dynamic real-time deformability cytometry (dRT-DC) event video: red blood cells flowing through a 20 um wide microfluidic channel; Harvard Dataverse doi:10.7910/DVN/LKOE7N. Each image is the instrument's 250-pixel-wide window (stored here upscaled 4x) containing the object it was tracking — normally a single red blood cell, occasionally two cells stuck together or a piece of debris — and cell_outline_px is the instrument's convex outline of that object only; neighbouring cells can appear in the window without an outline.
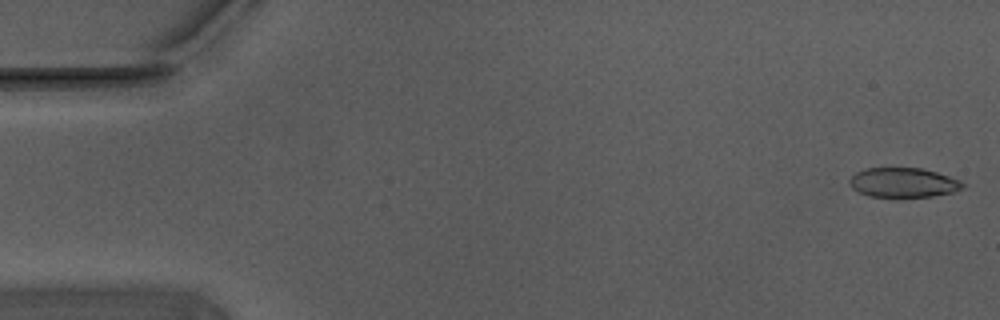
{"species": "Egyptian fruit bat (a non-hibernating species)", "species_latin": "Rousettus aegyptiacus", "temperature_condition": "warm", "stored_images_in_passage": 55, "camera_frame_rate_fps": 3000, "um_per_image_px": 0.085, "animal": {"sex": "male"}, "frame": {"image": 1, "passage_image": 1, "time_ms": 0.0, "image_size_px": [1000, 320], "cell_outline_px": [[964, 184], [960, 188], [952, 192], [932, 196], [868, 196], [852, 188], [848, 184], [848, 180], [856, 172], [864, 168], [924, 168], [960, 180]], "centroid_in_image_um": [76.73, 15.5], "position_along_channel_um": 8.3, "area_um2": 19.25}}
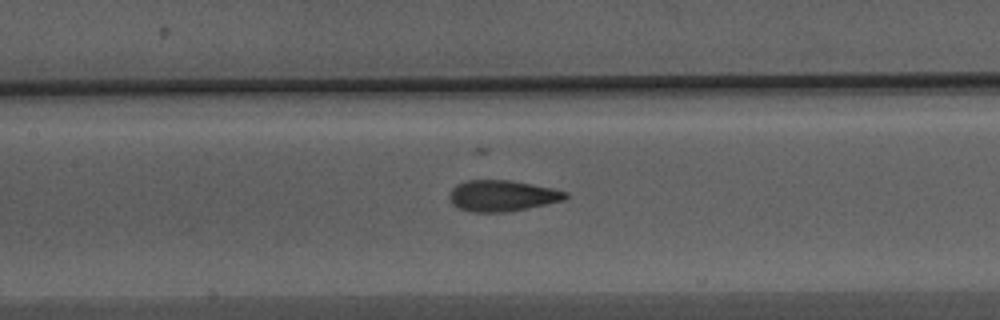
{"frame": {"image": 2, "passage_image": 25, "time_ms": 8.0, "image_size_px": [1000, 320], "cell_outline_px": [[568, 196], [564, 200], [508, 212], [472, 212], [460, 208], [452, 204], [448, 196], [452, 188], [456, 184], [468, 180], [512, 180], [552, 188], [568, 192]], "centroid_in_image_um": [42.67, 16.63], "position_along_channel_um": 164.7, "area_um2": 21.04}}
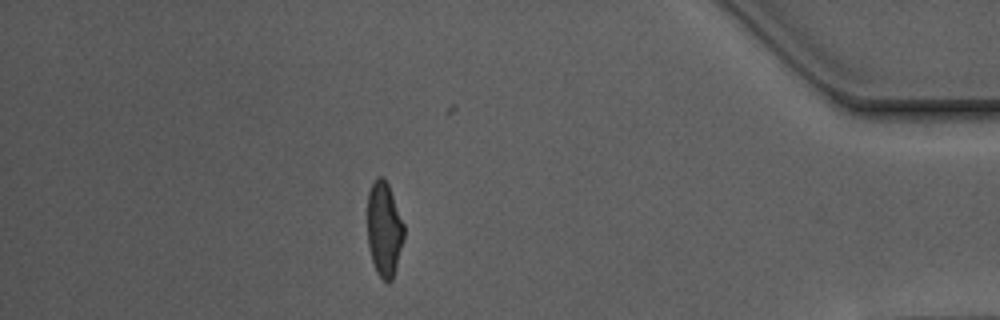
{"frame": {"image": 3, "passage_image": 48, "time_ms": 15.667, "image_size_px": [1000, 320], "cell_outline_px": [[404, 236], [392, 280], [388, 284], [376, 272], [368, 248], [368, 192], [376, 176], [384, 176], [388, 184], [404, 224]], "centroid_in_image_um": [32.64, 19.46], "position_along_channel_um": 402.6, "area_um2": 20.06}, "authors_computed_cell_mechanics": {"area_um2": 20.9236, "velocity_mm_per_s": 3.7221, "shape_relaxation_time_tau1_ms": 5.3903, "shape_relaxation_time_tau2_ms": 1.0968, "deformation_change_tau1": 0.1974, "deformation_change_tau2": 0.0858}}